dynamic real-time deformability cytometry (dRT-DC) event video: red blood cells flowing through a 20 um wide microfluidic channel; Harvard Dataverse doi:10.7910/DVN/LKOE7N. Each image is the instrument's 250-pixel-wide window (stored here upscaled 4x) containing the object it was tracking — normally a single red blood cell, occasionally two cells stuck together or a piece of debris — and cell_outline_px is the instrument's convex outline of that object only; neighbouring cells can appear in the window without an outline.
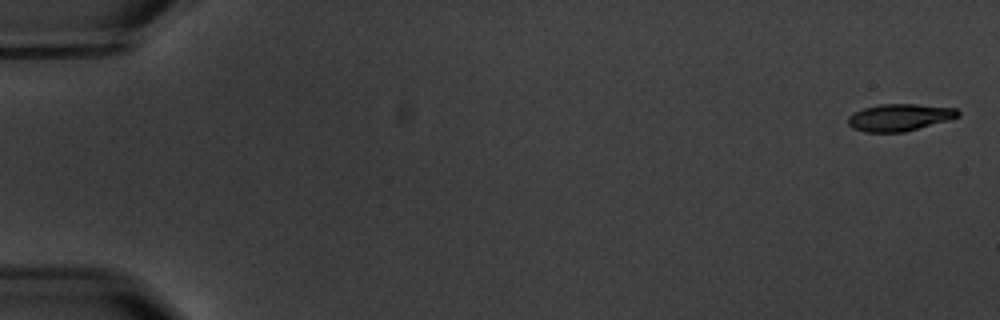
{"species": "common noctule bat (a hibernating species)", "species_latin": "Nyctalus noctula", "temperature_condition": "warm", "stored_images_in_passage": 3, "camera_frame_rate_fps": 3000, "um_per_image_px": 0.085, "animal": {"sex": "male", "body_mass_g": 20.1, "forearm_length_mm": 53.5}, "frame": {"image": 1, "passage_image": 1, "time_ms": 0.0, "image_size_px": [1000, 320], "cell_outline_px": [[960, 116], [948, 120], [904, 132], [864, 132], [852, 128], [848, 124], [848, 116], [864, 108], [880, 104], [916, 104], [956, 108], [960, 112]], "centroid_in_image_um": [76.46, 9.98], "position_along_channel_um": 8.5, "area_um2": 17.28}}